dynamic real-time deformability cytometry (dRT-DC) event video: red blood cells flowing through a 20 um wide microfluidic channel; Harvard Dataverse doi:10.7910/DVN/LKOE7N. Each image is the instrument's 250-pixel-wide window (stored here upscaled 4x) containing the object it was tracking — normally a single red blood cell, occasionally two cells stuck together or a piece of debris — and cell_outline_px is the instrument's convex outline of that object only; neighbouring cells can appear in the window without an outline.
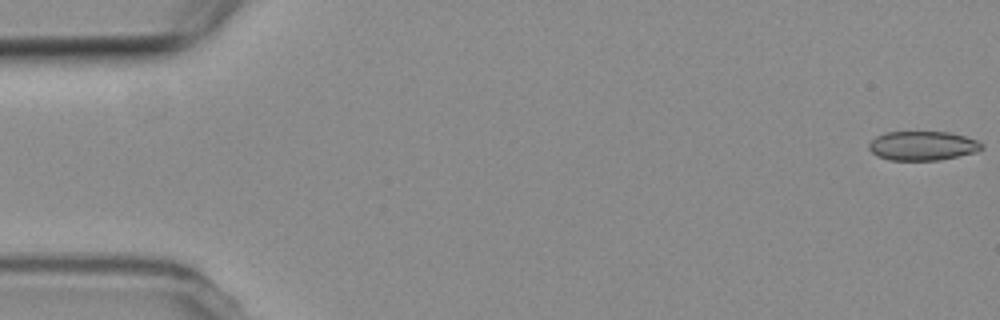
{"species": "common noctule bat (a hibernating species)", "species_latin": "Nyctalus noctula", "temperature_condition": "room temperature", "stored_images_in_passage": 56, "segment_of_instrument_passage": [1, 2], "camera_frame_rate_fps": 3000, "um_per_image_px": 0.085, "animal": {"sex": "female", "body_mass_g": 19.3, "forearm_length_mm": 54.1}, "frame": {"image": 1, "passage_image": 1, "time_ms": 0.0, "image_size_px": [1000, 320], "cell_outline_px": [[984, 148], [976, 152], [940, 160], [888, 160], [876, 156], [868, 148], [868, 144], [876, 136], [884, 132], [948, 132], [964, 136], [976, 140], [984, 144]], "centroid_in_image_um": [78.41, 12.39], "position_along_channel_um": 6.6, "area_um2": 19.31}}
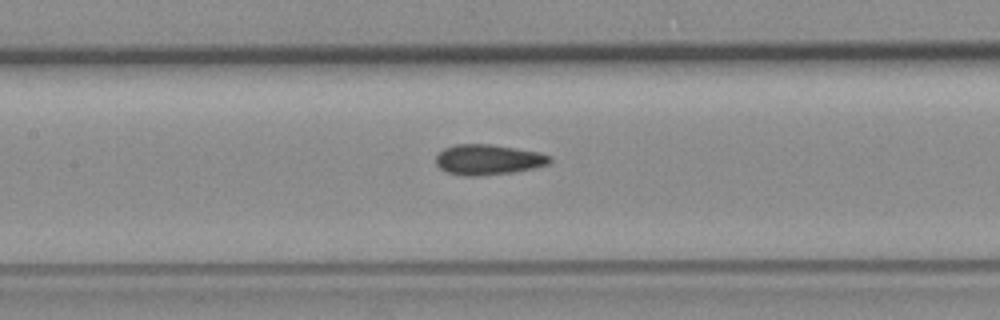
{"frame": {"image": 2, "passage_image": 25, "time_ms": 8.0, "image_size_px": [1000, 320], "cell_outline_px": [[552, 160], [548, 164], [532, 168], [512, 172], [472, 176], [464, 176], [448, 172], [440, 168], [436, 164], [436, 156], [444, 148], [456, 144], [492, 144], [540, 152], [552, 156]], "centroid_in_image_um": [41.5, 13.55], "position_along_channel_um": 165.9, "area_um2": 20.06}}
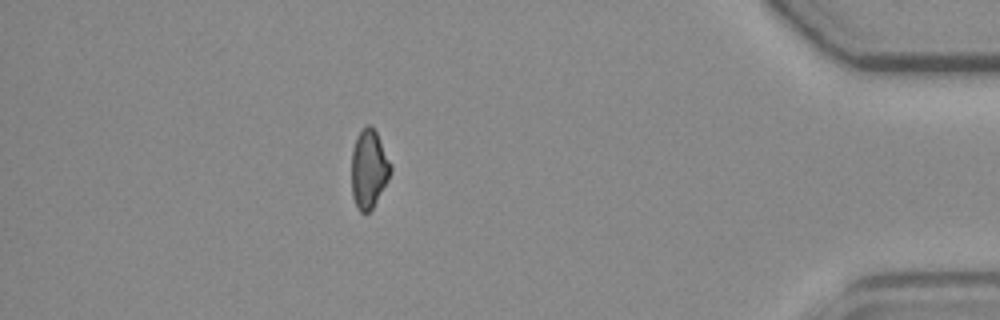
{"frame": {"image": 3, "passage_image": 48, "time_ms": 15.667, "image_size_px": [1000, 320], "cell_outline_px": [[392, 168], [388, 180], [372, 208], [368, 212], [360, 212], [356, 208], [352, 196], [352, 148], [360, 132], [368, 124], [372, 124], [392, 164]], "centroid_in_image_um": [31.35, 14.37], "position_along_channel_um": 403.8, "area_um2": 17.8}}